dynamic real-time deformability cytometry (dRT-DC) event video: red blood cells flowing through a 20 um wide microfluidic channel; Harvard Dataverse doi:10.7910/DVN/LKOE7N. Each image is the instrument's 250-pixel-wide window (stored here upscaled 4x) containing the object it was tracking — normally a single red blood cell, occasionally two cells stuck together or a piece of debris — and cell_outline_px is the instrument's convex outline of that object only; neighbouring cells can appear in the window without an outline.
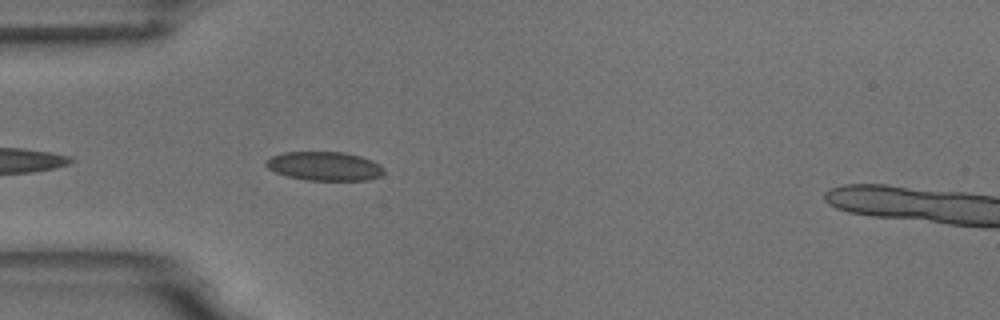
{"species": "common noctule bat (a hibernating species)", "species_latin": "Nyctalus noctula", "temperature_condition": "room temperature", "stored_images_in_passage": 4, "camera_frame_rate_fps": 3000, "um_per_image_px": 0.085, "animal": {"sex": "male", "body_mass_g": 18.8}, "frame": {"image": 1, "passage_image": 4, "time_ms": 3.667, "image_size_px": [1000, 320], "cell_outline_px": [[384, 172], [380, 176], [368, 180], [308, 180], [288, 176], [276, 172], [268, 168], [264, 164], [272, 156], [284, 152], [344, 152], [360, 156], [372, 160], [380, 164], [384, 168]], "centroid_in_image_um": [27.61, 14.12], "position_along_channel_um": 57.4, "area_um2": 19.77}}